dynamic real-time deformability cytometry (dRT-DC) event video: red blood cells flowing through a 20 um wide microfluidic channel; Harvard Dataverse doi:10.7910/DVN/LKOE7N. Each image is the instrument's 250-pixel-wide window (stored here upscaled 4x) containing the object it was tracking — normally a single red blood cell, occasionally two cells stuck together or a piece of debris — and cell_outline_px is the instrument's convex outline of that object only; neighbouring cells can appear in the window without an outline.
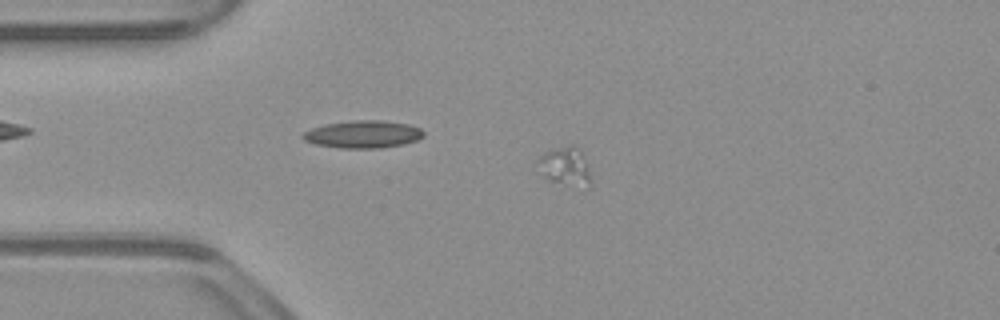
{"species": "common noctule bat (a hibernating species)", "species_latin": "Nyctalus noctula", "temperature_condition": "warm", "stored_images_in_passage": 55, "camera_frame_rate_fps": 3000, "um_per_image_px": 0.085, "animal": {"sex": "male", "body_mass_g": 23.1, "forearm_length_mm": 52.7}, "frame": {"image": 1, "passage_image": 13, "time_ms": 4.0, "image_size_px": [1000, 320], "cell_outline_px": [[588, 188], [548, 180], [544, 176], [536, 160], [544, 152], [568, 144], [572, 144], [580, 152], [584, 160], [588, 172]], "centroid_in_image_um": [47.98, 14.11], "position_along_channel_um": 37.0, "area_um2": 11.33}}
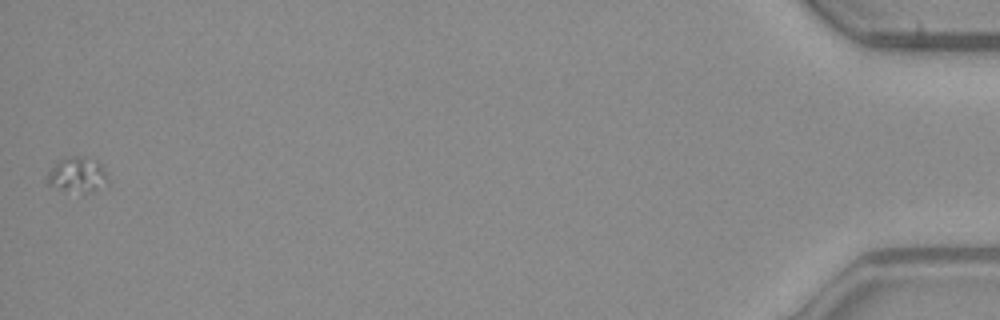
{"frame": {"image": 2, "passage_image": 55, "time_ms": 18.0, "image_size_px": [1000, 320], "cell_outline_px": [[108, 184], [92, 192], [84, 192], [60, 188], [48, 184], [44, 176], [60, 160], [68, 156], [84, 156], [100, 164], [108, 180]], "centroid_in_image_um": [6.56, 14.85], "position_along_channel_um": 428.6, "area_um2": 12.08}}